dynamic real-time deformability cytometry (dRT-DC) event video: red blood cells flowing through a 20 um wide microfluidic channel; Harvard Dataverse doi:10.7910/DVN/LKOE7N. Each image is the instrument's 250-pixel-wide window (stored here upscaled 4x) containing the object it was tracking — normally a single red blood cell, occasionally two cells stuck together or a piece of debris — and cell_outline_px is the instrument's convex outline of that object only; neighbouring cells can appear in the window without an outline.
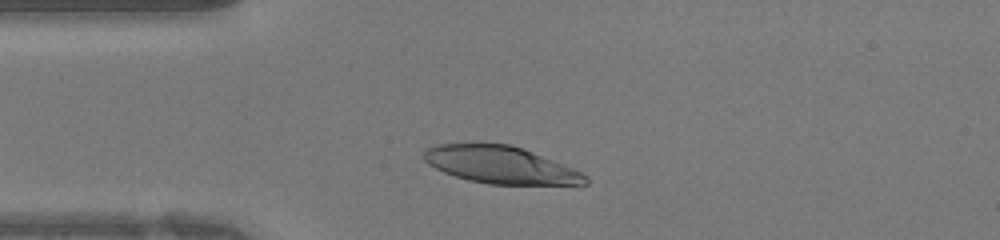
{"species": "human", "species_latin": "Homo sapiens", "temperature_condition": "warm", "stored_images_in_passage": 26, "camera_frame_rate_fps": 3000, "um_per_image_px": 0.085, "donor": {"sex": "female"}, "frame": {"image": 1, "passage_image": 2, "time_ms": 0.333, "image_size_px": [1000, 240], "cell_outline_px": [[588, 184], [580, 188], [488, 184], [468, 180], [444, 172], [428, 164], [424, 160], [420, 152], [424, 148], [432, 144], [508, 144], [532, 152], [584, 172], [588, 176]], "centroid_in_image_um": [42.68, 14.08], "position_along_channel_um": 42.3, "area_um2": 36.41}}
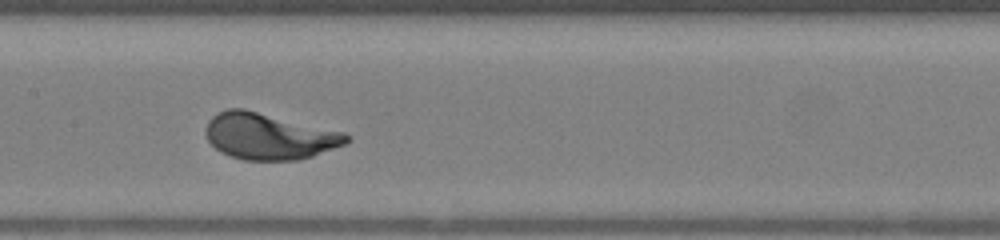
{"frame": {"image": 2, "passage_image": 12, "time_ms": 3.667, "image_size_px": [1000, 240], "cell_outline_px": [[348, 140], [344, 144], [312, 156], [300, 160], [244, 160], [232, 156], [216, 148], [208, 140], [204, 132], [204, 128], [208, 120], [216, 112], [228, 108], [244, 108], [344, 132], [348, 136]], "centroid_in_image_um": [22.82, 11.56], "position_along_channel_um": 184.6, "area_um2": 37.86}}
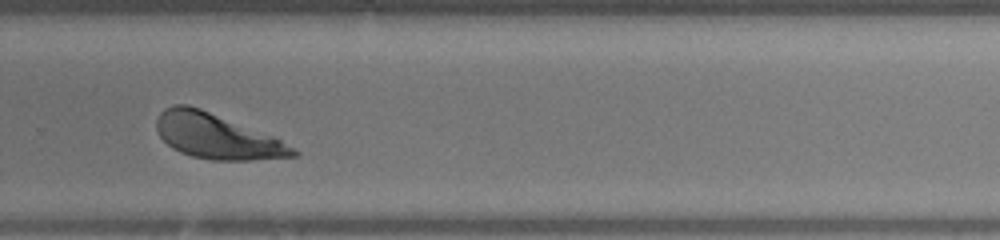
{"frame": {"image": 3, "passage_image": 20, "time_ms": 6.333, "image_size_px": [1000, 240], "cell_outline_px": [[300, 156], [252, 160], [212, 160], [192, 156], [180, 152], [172, 148], [160, 136], [156, 128], [156, 120], [160, 112], [164, 108], [172, 104], [188, 104], [200, 108], [272, 136], [280, 140], [300, 152]], "centroid_in_image_um": [18.4, 11.58], "position_along_channel_um": 311.4, "area_um2": 35.6}}